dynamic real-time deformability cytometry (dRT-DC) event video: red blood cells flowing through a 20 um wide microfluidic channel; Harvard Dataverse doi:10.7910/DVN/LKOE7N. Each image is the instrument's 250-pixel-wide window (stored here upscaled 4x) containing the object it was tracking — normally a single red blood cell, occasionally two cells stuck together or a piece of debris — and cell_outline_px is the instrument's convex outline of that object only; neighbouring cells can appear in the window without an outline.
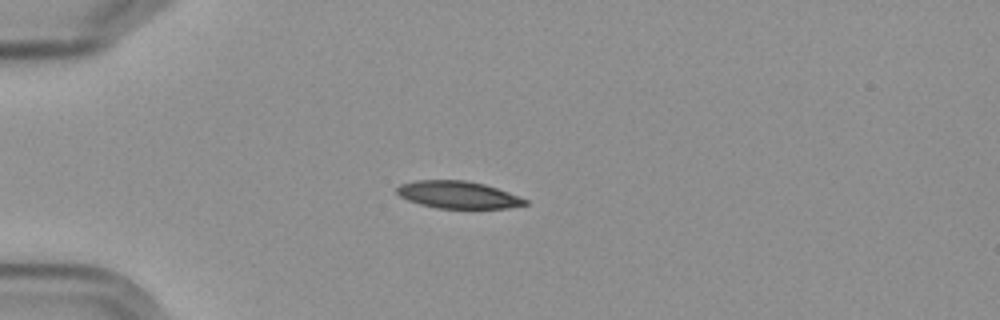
{"species": "Egyptian fruit bat (a non-hibernating species)", "species_latin": "Rousettus aegyptiacus", "temperature_condition": "cold", "stored_images_in_passage": 6, "camera_frame_rate_fps": 3000, "um_per_image_px": 0.085, "frame": {"image": 1, "passage_image": 3, "time_ms": 2.333, "image_size_px": [1000, 320], "cell_outline_px": [[528, 204], [504, 208], [436, 208], [420, 204], [408, 200], [400, 196], [396, 192], [396, 188], [400, 184], [416, 180], [464, 180], [484, 184], [508, 192], [528, 200]], "centroid_in_image_um": [38.9, 16.55], "position_along_channel_um": 46.1, "area_um2": 20.23}}
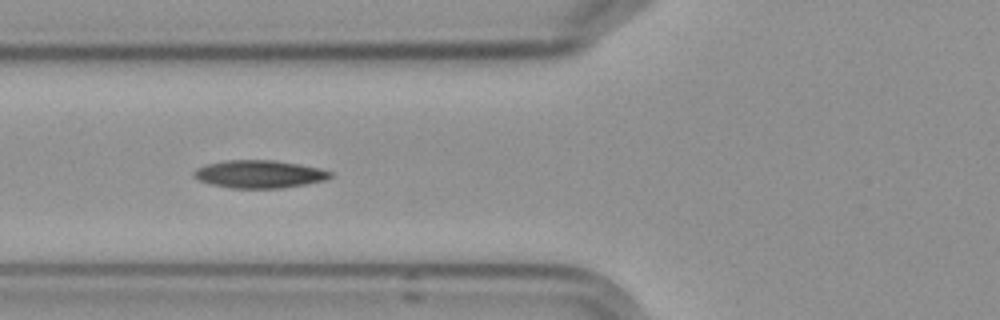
{"frame": {"image": 2, "passage_image": 5, "time_ms": 4.667, "image_size_px": [1000, 320], "cell_outline_px": [[332, 176], [324, 180], [308, 184], [284, 188], [232, 188], [212, 184], [200, 180], [192, 176], [192, 172], [196, 168], [204, 164], [228, 160], [272, 160], [300, 164], [332, 172]], "centroid_in_image_um": [22.01, 14.8], "position_along_channel_um": 103.8, "area_um2": 22.08}}
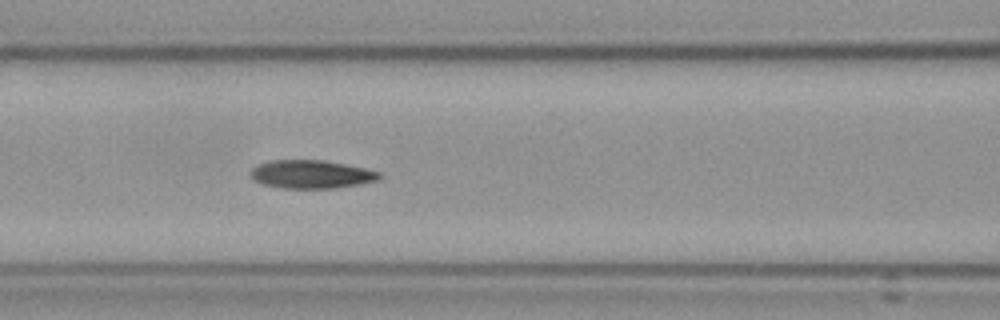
{"frame": {"image": 3, "passage_image": 6, "time_ms": 5.667, "image_size_px": [1000, 320], "cell_outline_px": [[380, 180], [360, 184], [336, 188], [284, 188], [264, 184], [248, 176], [248, 172], [256, 164], [272, 160], [324, 160], [364, 168], [380, 172]], "centroid_in_image_um": [26.43, 14.81], "position_along_channel_um": 140.2, "area_um2": 21.27}}